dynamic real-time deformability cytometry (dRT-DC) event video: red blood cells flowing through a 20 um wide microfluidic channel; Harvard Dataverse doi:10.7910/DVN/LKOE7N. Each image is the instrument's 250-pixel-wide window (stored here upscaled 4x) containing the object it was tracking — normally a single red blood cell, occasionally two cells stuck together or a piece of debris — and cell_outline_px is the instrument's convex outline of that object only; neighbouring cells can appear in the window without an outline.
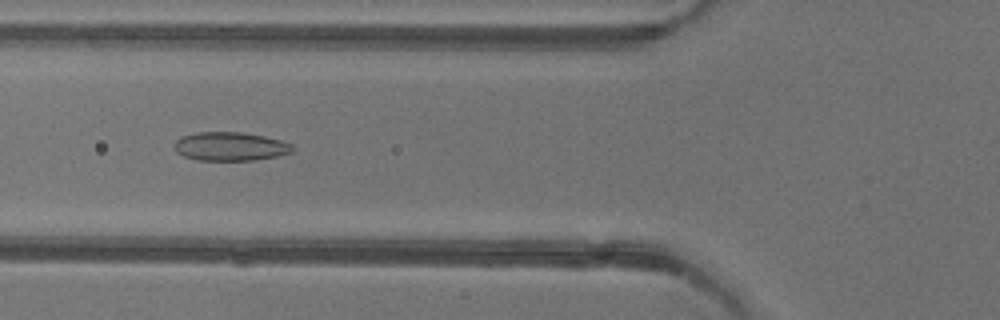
{"species": "common noctule bat (a hibernating species)", "species_latin": "Nyctalus noctula", "temperature_condition": "warm", "stored_images_in_passage": 46, "camera_frame_rate_fps": 3000, "um_per_image_px": 0.085, "animal": {"sex": "female"}, "frame": {"image": 1, "passage_image": 13, "time_ms": 4.0, "image_size_px": [1000, 320], "cell_outline_px": [[296, 148], [292, 152], [276, 156], [252, 160], [196, 160], [184, 156], [176, 152], [172, 144], [180, 136], [196, 132], [244, 132], [264, 136], [280, 140], [292, 144]], "centroid_in_image_um": [19.54, 12.44], "position_along_channel_um": 106.3, "area_um2": 19.94}}
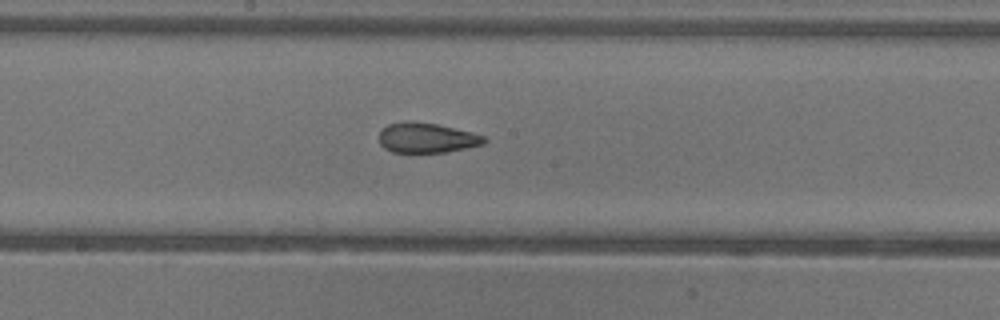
{"frame": {"image": 2, "passage_image": 21, "time_ms": 6.667, "image_size_px": [1000, 320], "cell_outline_px": [[488, 140], [484, 144], [444, 152], [392, 152], [384, 148], [380, 144], [380, 132], [388, 124], [404, 120], [412, 120], [436, 124], [472, 132], [484, 136]], "centroid_in_image_um": [36.26, 11.7], "position_along_channel_um": 211.9, "area_um2": 18.38}}
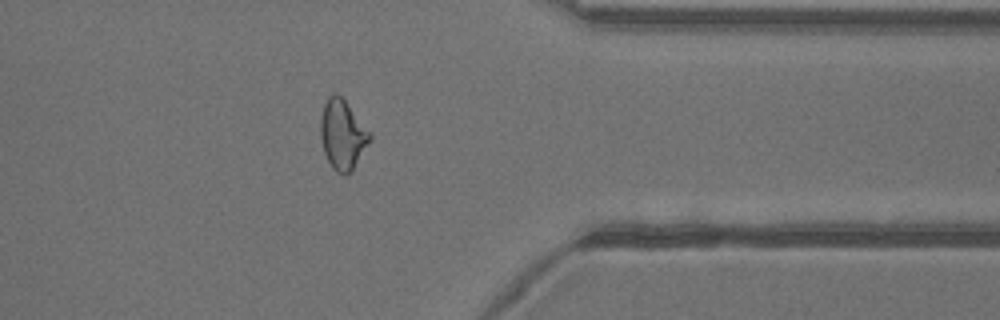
{"frame": {"image": 3, "passage_image": 35, "time_ms": 11.333, "image_size_px": [1000, 320], "cell_outline_px": [[372, 140], [352, 172], [344, 176], [336, 172], [332, 168], [324, 152], [320, 136], [320, 116], [324, 104], [328, 96], [332, 92], [336, 92], [344, 100], [372, 132]], "centroid_in_image_um": [29.14, 11.46], "position_along_channel_um": 382.3, "area_um2": 20.52}, "authors_computed_cell_mechanics": {"area_um2": 19.9988, "velocity_mm_per_s": 3.9518, "shape_relaxation_time_tau1_ms": 10.557, "shape_relaxation_time_tau2_ms": 1.5378, "deformation_change_tau1": 0.2114, "deformation_change_tau2": 0.0863}}